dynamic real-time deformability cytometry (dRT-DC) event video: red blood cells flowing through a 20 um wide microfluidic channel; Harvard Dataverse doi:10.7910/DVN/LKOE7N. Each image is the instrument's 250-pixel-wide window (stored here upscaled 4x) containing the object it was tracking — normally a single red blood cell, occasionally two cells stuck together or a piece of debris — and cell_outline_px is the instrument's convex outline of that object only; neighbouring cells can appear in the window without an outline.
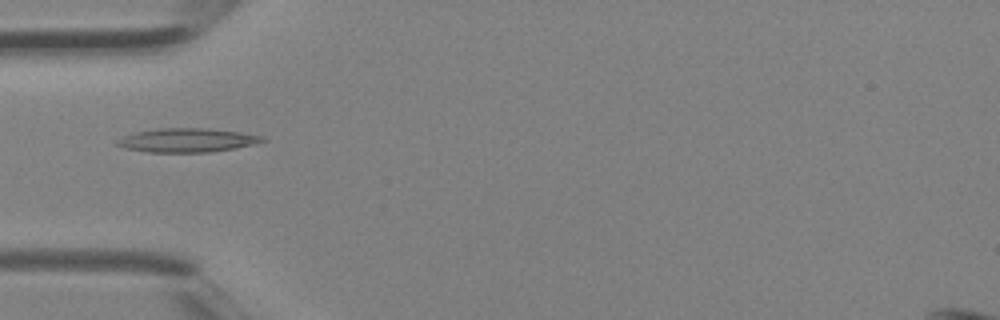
{"species": "Egyptian fruit bat (a non-hibernating species)", "species_latin": "Rousettus aegyptiacus", "temperature_condition": "room temperature", "stored_images_in_passage": 1, "camera_frame_rate_fps": 3000, "um_per_image_px": 0.085, "animal": {"sex": "female"}, "frame": {"image": 1, "passage_image": 1, "time_ms": 0.0, "image_size_px": [1000, 320], "cell_outline_px": [[268, 140], [236, 148], [212, 152], [148, 152], [124, 148], [112, 144], [116, 140], [124, 136], [136, 132], [156, 128], [208, 128], [240, 132], [264, 136]], "centroid_in_image_um": [15.88, 11.92], "position_along_channel_um": 69.1, "area_um2": 20.4}}